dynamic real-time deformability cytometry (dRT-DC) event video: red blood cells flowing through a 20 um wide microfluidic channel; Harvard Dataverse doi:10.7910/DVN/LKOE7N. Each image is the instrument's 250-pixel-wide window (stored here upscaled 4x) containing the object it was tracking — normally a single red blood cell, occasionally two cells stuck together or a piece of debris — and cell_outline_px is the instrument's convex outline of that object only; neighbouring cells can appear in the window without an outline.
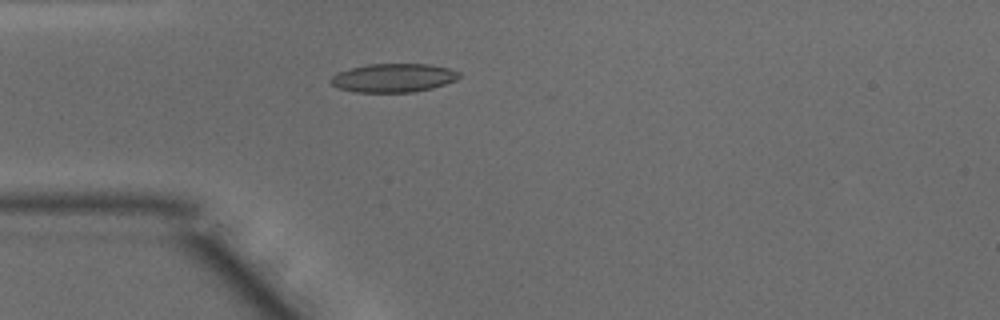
{"species": "common noctule bat (a hibernating species)", "species_latin": "Nyctalus noctula", "temperature_condition": "warm", "stored_images_in_passage": 7, "camera_frame_rate_fps": 3000, "um_per_image_px": 0.085, "animal": {"sex": "male", "body_mass_g": 15.6}, "frame": {"image": 1, "passage_image": 1, "time_ms": 0.0, "image_size_px": [1000, 320], "cell_outline_px": [[460, 76], [456, 80], [432, 88], [412, 92], [356, 92], [340, 88], [332, 84], [328, 80], [336, 72], [368, 64], [428, 64], [448, 68], [460, 72]], "centroid_in_image_um": [33.43, 6.61], "position_along_channel_um": 51.6, "area_um2": 21.33}}